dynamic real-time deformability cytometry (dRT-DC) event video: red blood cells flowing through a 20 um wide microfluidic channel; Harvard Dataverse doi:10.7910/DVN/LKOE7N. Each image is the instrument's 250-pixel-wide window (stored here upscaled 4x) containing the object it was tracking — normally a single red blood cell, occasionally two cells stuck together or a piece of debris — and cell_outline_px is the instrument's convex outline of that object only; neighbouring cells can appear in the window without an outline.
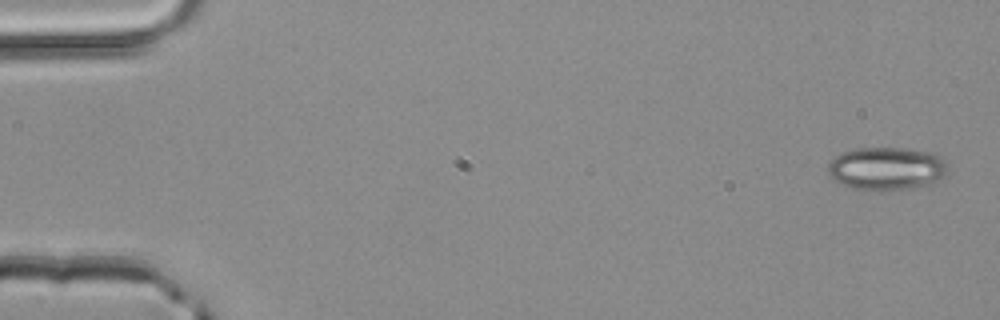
{"species": "common noctule bat (a hibernating species)", "species_latin": "Nyctalus noctula", "temperature_condition": "room temperature", "stored_images_in_passage": 3, "camera_frame_rate_fps": 3000, "um_per_image_px": 0.085, "animal": {"sex": "male", "body_mass_g": 20.4}, "frame": {"image": 1, "passage_image": 1, "time_ms": 0.0, "image_size_px": [1000, 320], "cell_outline_px": [[948, 168], [944, 176], [928, 184], [884, 192], [876, 192], [852, 188], [836, 180], [828, 172], [828, 164], [840, 152], [856, 148], [904, 148], [932, 152]], "centroid_in_image_um": [75.31, 14.33], "position_along_channel_um": 9.7, "area_um2": 29.82}}
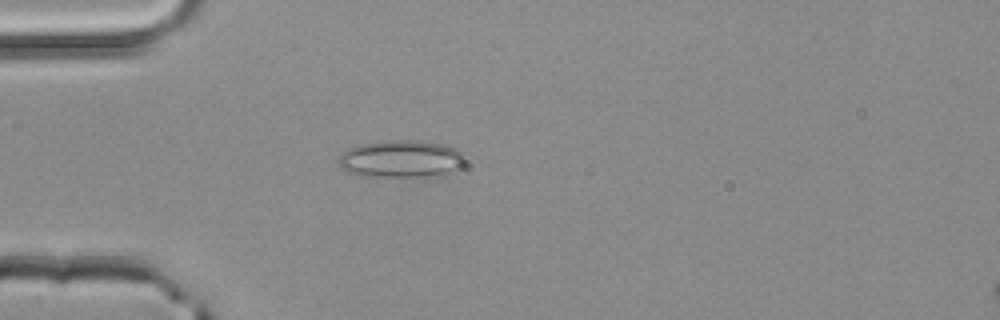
{"frame": {"image": 2, "passage_image": 3, "time_ms": 0.667, "image_size_px": [1000, 320], "cell_outline_px": [[468, 156], [464, 164], [456, 172], [440, 176], [356, 176], [340, 168], [340, 156], [348, 148], [356, 144], [392, 140], [420, 140], [440, 144], [456, 148], [464, 152]], "centroid_in_image_um": [34.17, 13.51], "position_along_channel_um": 50.8, "area_um2": 28.15}}